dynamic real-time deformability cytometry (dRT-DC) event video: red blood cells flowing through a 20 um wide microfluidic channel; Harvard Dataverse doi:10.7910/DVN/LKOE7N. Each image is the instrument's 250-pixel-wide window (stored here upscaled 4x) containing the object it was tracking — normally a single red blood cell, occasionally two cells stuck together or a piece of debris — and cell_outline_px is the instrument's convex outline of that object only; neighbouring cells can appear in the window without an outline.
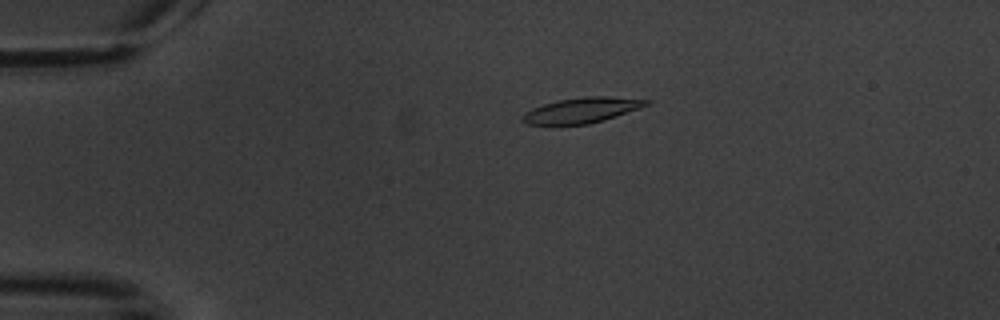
{"species": "common noctule bat (a hibernating species)", "species_latin": "Nyctalus noctula", "temperature_condition": "warm", "stored_images_in_passage": 3, "camera_frame_rate_fps": 3000, "um_per_image_px": 0.085, "animal": {"sex": "male", "body_mass_g": 20.1, "forearm_length_mm": 53.5}, "frame": {"image": 1, "passage_image": 2, "time_ms": 1.0, "image_size_px": [1000, 320], "cell_outline_px": [[652, 104], [604, 120], [588, 124], [524, 124], [520, 120], [524, 112], [532, 108], [556, 100], [588, 96], [608, 96], [652, 100]], "centroid_in_image_um": [49.46, 9.36], "position_along_channel_um": 35.5, "area_um2": 18.38}}